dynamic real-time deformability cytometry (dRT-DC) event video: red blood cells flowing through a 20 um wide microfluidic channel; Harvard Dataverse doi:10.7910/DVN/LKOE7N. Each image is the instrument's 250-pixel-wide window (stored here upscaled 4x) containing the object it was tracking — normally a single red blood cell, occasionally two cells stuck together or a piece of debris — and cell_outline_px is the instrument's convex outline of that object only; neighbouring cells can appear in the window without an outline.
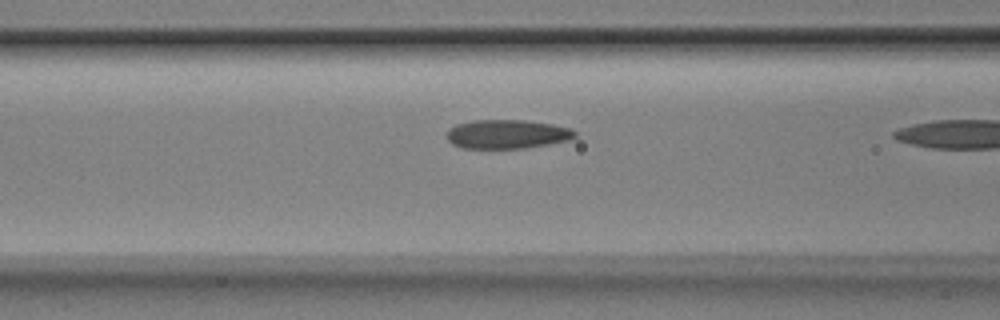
{"species": "Egyptian fruit bat (a non-hibernating species)", "species_latin": "Rousettus aegyptiacus", "temperature_condition": "room temperature", "stored_images_in_passage": 19, "camera_frame_rate_fps": 3000, "um_per_image_px": 0.085, "animal": {"sex": "male"}, "frame": {"image": 1, "passage_image": 18, "time_ms": 5.667, "image_size_px": [1000, 320], "cell_outline_px": [[576, 136], [568, 140], [548, 144], [524, 148], [464, 148], [452, 144], [448, 140], [448, 128], [456, 124], [472, 120], [524, 120], [552, 124], [572, 128], [576, 132]], "centroid_in_image_um": [43.1, 11.39], "position_along_channel_um": 123.5, "area_um2": 21.62}}